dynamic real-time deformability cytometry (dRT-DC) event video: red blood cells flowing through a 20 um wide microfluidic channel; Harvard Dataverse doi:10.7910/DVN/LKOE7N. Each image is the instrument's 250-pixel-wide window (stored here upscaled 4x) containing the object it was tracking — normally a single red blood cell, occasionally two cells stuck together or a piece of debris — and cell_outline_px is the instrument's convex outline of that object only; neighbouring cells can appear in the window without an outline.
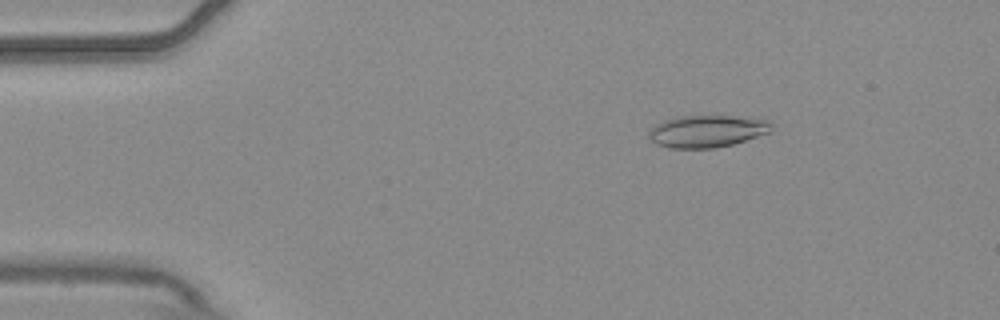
{"species": "common noctule bat (a hibernating species)", "species_latin": "Nyctalus noctula", "temperature_condition": "warm", "stored_images_in_passage": 5, "camera_frame_rate_fps": 3000, "um_per_image_px": 0.085, "animal": {"sex": "male", "body_mass_g": 20.4}, "frame": {"image": 1, "passage_image": 2, "time_ms": 0.333, "image_size_px": [1000, 320], "cell_outline_px": [[776, 124], [772, 132], [732, 144], [716, 148], [668, 148], [656, 144], [648, 136], [648, 132], [656, 124], [664, 120], [676, 116], [764, 116]], "centroid_in_image_um": [60.22, 11.13], "position_along_channel_um": 24.8, "area_um2": 23.7}}